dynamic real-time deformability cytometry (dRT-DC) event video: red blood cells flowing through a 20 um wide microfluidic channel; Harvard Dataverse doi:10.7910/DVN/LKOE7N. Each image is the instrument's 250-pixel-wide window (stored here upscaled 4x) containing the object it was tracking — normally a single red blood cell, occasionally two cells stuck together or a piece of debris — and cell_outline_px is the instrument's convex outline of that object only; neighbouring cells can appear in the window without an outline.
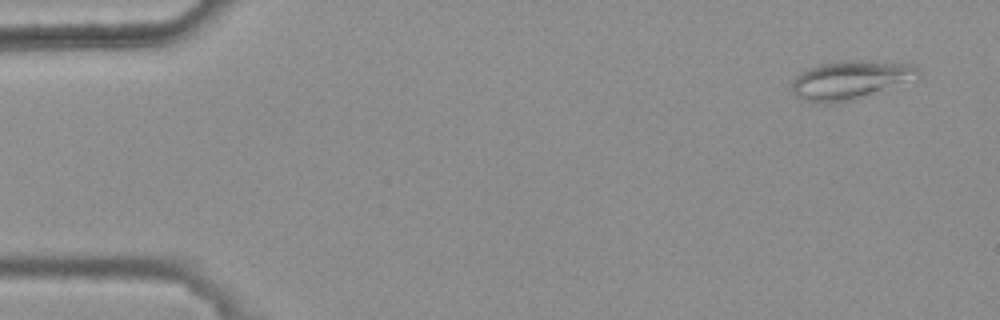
{"species": "common noctule bat (a hibernating species)", "species_latin": "Nyctalus noctula", "temperature_condition": "warm", "stored_images_in_passage": 8, "camera_frame_rate_fps": 3000, "um_per_image_px": 0.085, "animal": {"sex": "female", "body_mass_g": 25.1}, "frame": {"image": 1, "passage_image": 1, "time_ms": 0.0, "image_size_px": [1000, 320], "cell_outline_px": [[920, 72], [852, 100], [804, 100], [796, 96], [792, 92], [792, 80], [800, 72], [808, 68], [820, 64], [836, 60], [872, 60], [920, 64]], "centroid_in_image_um": [72.18, 6.7], "position_along_channel_um": 12.8, "area_um2": 26.88}}
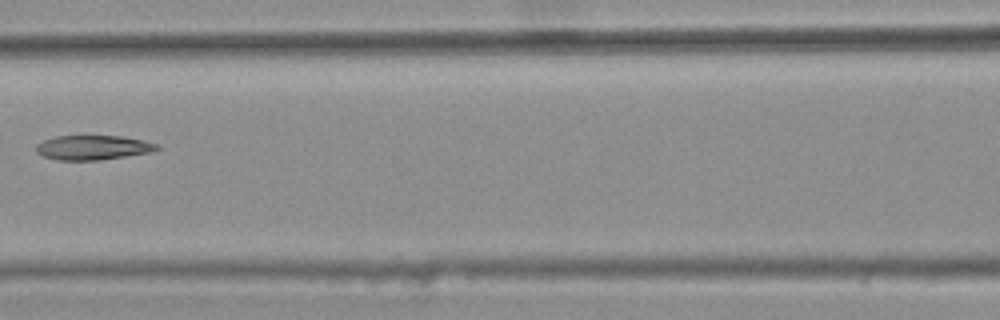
{"frame": {"image": 2, "passage_image": 7, "time_ms": 2.0, "image_size_px": [1000, 320], "cell_outline_px": [[160, 148], [152, 152], [100, 160], [56, 160], [44, 156], [36, 152], [36, 144], [44, 140], [56, 136], [84, 132], [120, 136], [144, 140], [160, 144]], "centroid_in_image_um": [7.9, 12.48], "position_along_channel_um": 158.7, "area_um2": 18.26}}
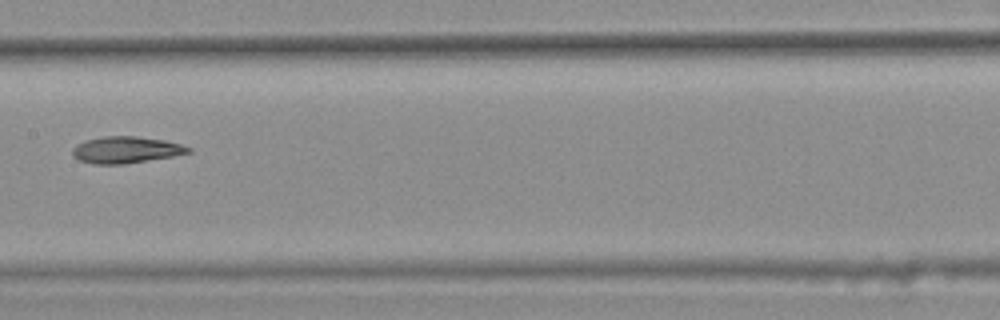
{"frame": {"image": 3, "passage_image": 8, "time_ms": 2.333, "image_size_px": [1000, 320], "cell_outline_px": [[192, 152], [172, 156], [124, 164], [92, 164], [80, 160], [72, 156], [72, 148], [76, 144], [84, 140], [104, 136], [136, 136], [164, 140], [180, 144], [192, 148]], "centroid_in_image_um": [10.67, 12.73], "position_along_channel_um": 196.7, "area_um2": 18.03}}